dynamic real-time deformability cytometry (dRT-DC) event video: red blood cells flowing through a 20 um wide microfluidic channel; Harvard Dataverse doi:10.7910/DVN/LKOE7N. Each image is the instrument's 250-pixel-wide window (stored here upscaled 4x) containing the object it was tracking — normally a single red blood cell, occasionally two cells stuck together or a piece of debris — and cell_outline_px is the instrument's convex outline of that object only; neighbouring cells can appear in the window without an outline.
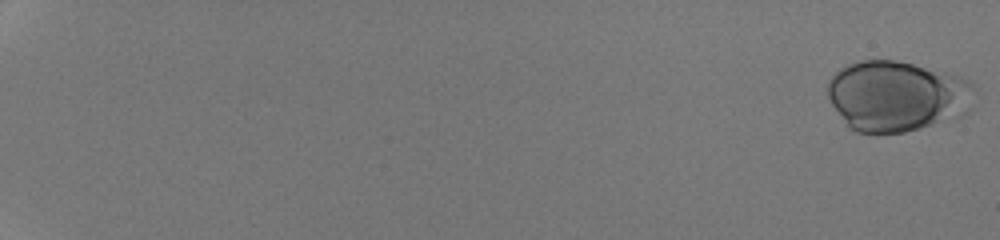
{"species": "human", "species_latin": "Homo sapiens", "temperature_condition": "room temperature", "stored_images_in_passage": 53, "camera_frame_rate_fps": 3000, "um_per_image_px": 0.085, "donor": {"sex": "male"}, "frame": {"image": 1, "passage_image": 1, "time_ms": 0.0, "image_size_px": [1000, 240], "cell_outline_px": [[972, 84], [968, 112], [964, 116], [920, 128], [904, 132], [856, 132], [848, 128], [832, 104], [828, 96], [828, 80], [840, 68], [848, 64], [860, 60], [896, 60], [960, 76], [968, 80]], "centroid_in_image_um": [76.2, 8.16], "position_along_channel_um": 8.8, "area_um2": 60.0}}
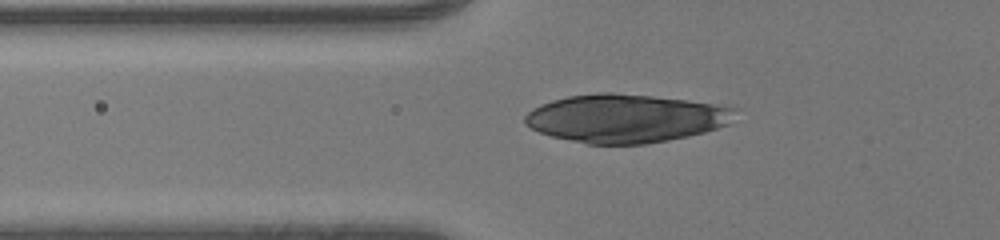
{"frame": {"image": 2, "passage_image": 23, "time_ms": 7.333, "image_size_px": [1000, 240], "cell_outline_px": [[736, 108], [728, 124], [704, 132], [688, 136], [668, 140], [644, 144], [588, 144], [552, 136], [540, 132], [524, 124], [524, 116], [532, 108], [540, 104], [552, 100], [568, 96], [596, 92], [612, 92], [652, 96], [688, 100]], "centroid_in_image_um": [53.12, 10.05], "position_along_channel_um": 72.7, "area_um2": 58.9}}
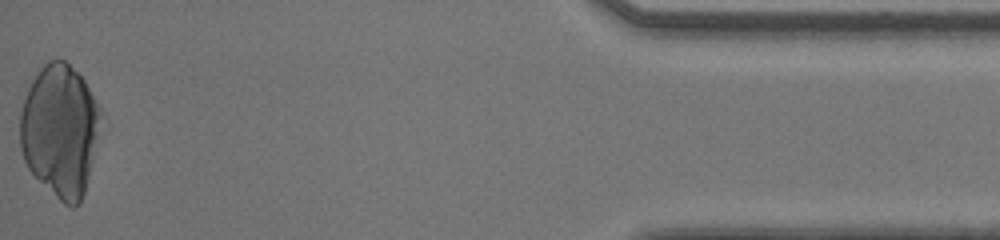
{"frame": {"image": 3, "passage_image": 53, "time_ms": 17.333, "image_size_px": [1000, 240], "cell_outline_px": [[104, 116], [84, 192], [80, 204], [72, 208], [64, 204], [28, 168], [24, 160], [20, 148], [20, 112], [28, 88], [32, 80], [40, 68], [48, 60], [64, 60], [84, 80], [100, 108]], "centroid_in_image_um": [5.11, 11.08], "position_along_channel_um": 430.1, "area_um2": 62.02}}